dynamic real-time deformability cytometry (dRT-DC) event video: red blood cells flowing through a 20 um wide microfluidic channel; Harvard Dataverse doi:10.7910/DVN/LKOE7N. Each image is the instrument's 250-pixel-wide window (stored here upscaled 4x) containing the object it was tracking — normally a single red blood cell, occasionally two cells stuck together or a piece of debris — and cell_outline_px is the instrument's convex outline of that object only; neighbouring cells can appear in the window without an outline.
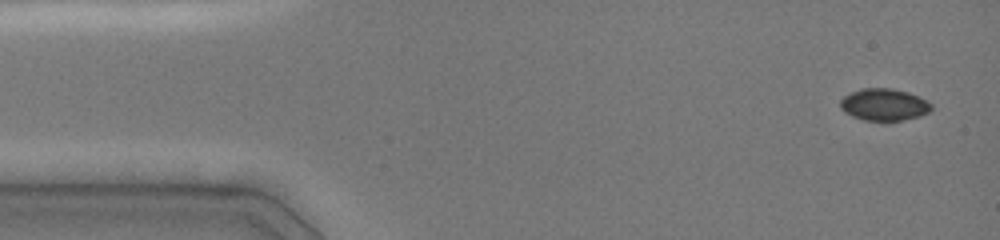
{"species": "common noctule bat (a hibernating species)", "species_latin": "Nyctalus noctula", "temperature_condition": "cold", "stored_images_in_passage": 6, "camera_frame_rate_fps": 3000, "um_per_image_px": 0.085, "animal": {"sex": "female", "body_mass_g": 19.0, "forearm_length_mm": 51.5}, "frame": {"image": 1, "passage_image": 1, "time_ms": 0.0, "image_size_px": [1000, 240], "cell_outline_px": [[932, 108], [928, 112], [920, 116], [888, 124], [864, 120], [852, 116], [844, 112], [840, 108], [840, 100], [844, 96], [860, 88], [892, 88], [908, 92], [928, 100], [932, 104]], "centroid_in_image_um": [75.15, 8.93], "position_along_channel_um": 9.8, "area_um2": 17.63}}
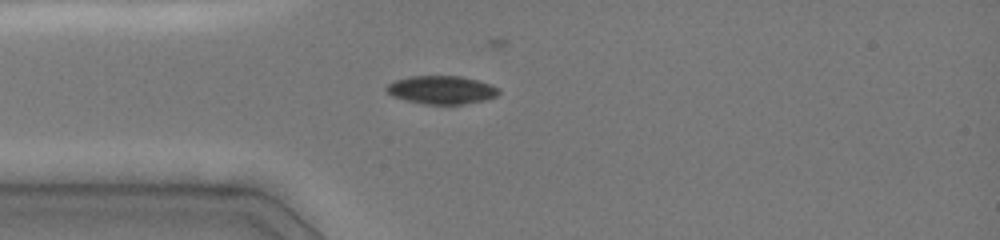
{"frame": {"image": 2, "passage_image": 5, "time_ms": 3.333, "image_size_px": [1000, 240], "cell_outline_px": [[500, 92], [496, 96], [484, 100], [464, 104], [424, 104], [392, 96], [384, 88], [392, 80], [408, 76], [460, 76], [476, 80], [488, 84], [496, 88]], "centroid_in_image_um": [37.47, 7.63], "position_along_channel_um": 47.5, "area_um2": 18.32}}